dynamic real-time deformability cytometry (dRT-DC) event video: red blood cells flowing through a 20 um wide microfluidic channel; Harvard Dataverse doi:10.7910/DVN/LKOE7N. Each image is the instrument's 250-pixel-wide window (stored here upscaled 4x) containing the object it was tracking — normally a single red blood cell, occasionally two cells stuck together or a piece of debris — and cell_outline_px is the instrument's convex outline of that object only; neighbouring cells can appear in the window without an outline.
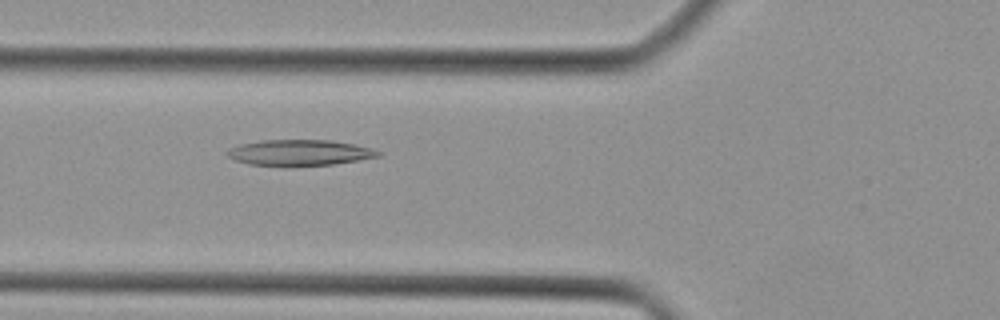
{"species": "Egyptian fruit bat (a non-hibernating species)", "species_latin": "Rousettus aegyptiacus", "temperature_condition": "cold", "stored_images_in_passage": 44, "camera_frame_rate_fps": 3000, "um_per_image_px": 0.085, "animal": {"sex": "female"}, "frame": {"image": 1, "passage_image": 16, "time_ms": 5.0, "image_size_px": [1000, 320], "cell_outline_px": [[384, 152], [380, 156], [332, 164], [280, 168], [248, 164], [236, 160], [228, 156], [224, 152], [228, 148], [240, 144], [260, 140], [332, 140], [372, 148]], "centroid_in_image_um": [25.4, 13.0], "position_along_channel_um": 100.4, "area_um2": 23.35}}
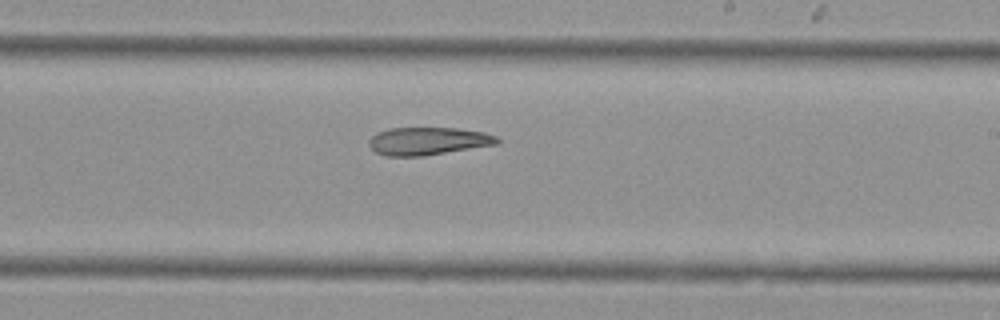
{"frame": {"image": 2, "passage_image": 26, "time_ms": 8.333, "image_size_px": [1000, 320], "cell_outline_px": [[500, 144], [420, 156], [384, 156], [376, 152], [368, 144], [368, 140], [376, 132], [388, 128], [456, 128], [484, 132], [496, 136], [500, 140]], "centroid_in_image_um": [36.37, 11.99], "position_along_channel_um": 252.6, "area_um2": 20.81}}
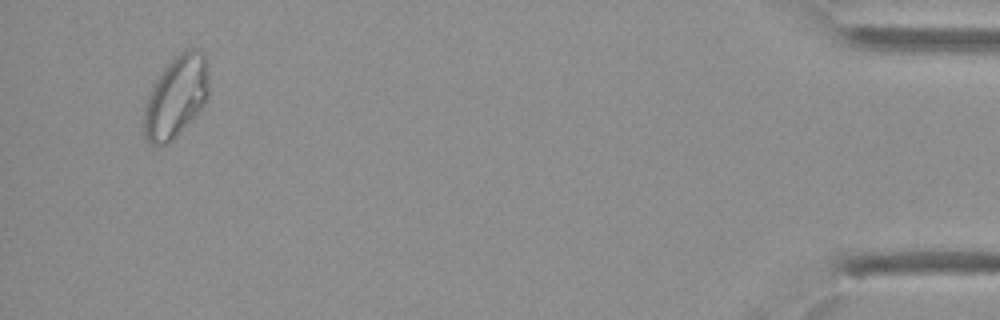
{"frame": {"image": 3, "passage_image": 42, "time_ms": 13.667, "image_size_px": [1000, 320], "cell_outline_px": [[208, 100], [172, 140], [168, 144], [160, 148], [148, 144], [144, 140], [140, 132], [140, 120], [144, 104], [152, 84], [164, 68], [180, 52], [188, 48], [200, 48], [204, 52], [208, 60]], "centroid_in_image_um": [14.89, 8.27], "position_along_channel_um": 420.3, "area_um2": 32.14}}